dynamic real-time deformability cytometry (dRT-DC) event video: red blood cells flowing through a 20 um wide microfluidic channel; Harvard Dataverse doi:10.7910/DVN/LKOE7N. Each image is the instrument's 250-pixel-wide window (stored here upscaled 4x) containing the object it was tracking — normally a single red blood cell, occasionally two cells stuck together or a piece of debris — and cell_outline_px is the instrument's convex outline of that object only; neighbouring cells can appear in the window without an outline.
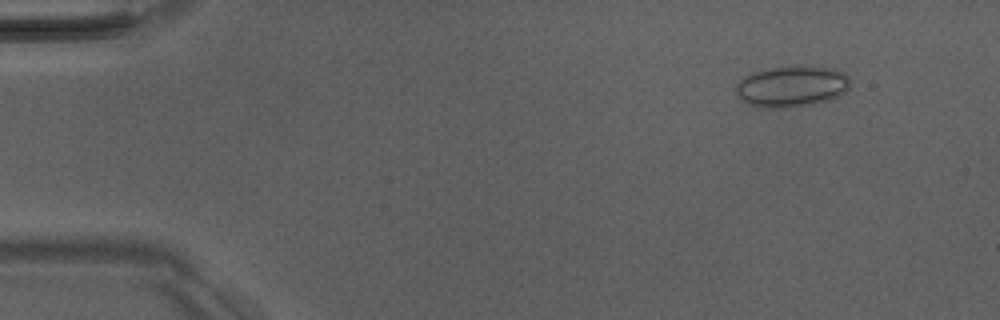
{"species": "Egyptian fruit bat (a non-hibernating species)", "species_latin": "Rousettus aegyptiacus", "temperature_condition": "room temperature", "stored_images_in_passage": 51, "camera_frame_rate_fps": 3000, "um_per_image_px": 0.085, "animal": {"sex": "male"}, "frame": {"image": 1, "passage_image": 6, "time_ms": 1.667, "image_size_px": [1000, 320], "cell_outline_px": [[848, 88], [844, 92], [832, 100], [788, 108], [756, 108], [748, 104], [736, 92], [736, 84], [744, 76], [752, 72], [764, 68], [832, 68], [844, 72], [848, 76]], "centroid_in_image_um": [67.26, 7.38], "position_along_channel_um": 17.7, "area_um2": 26.99}}
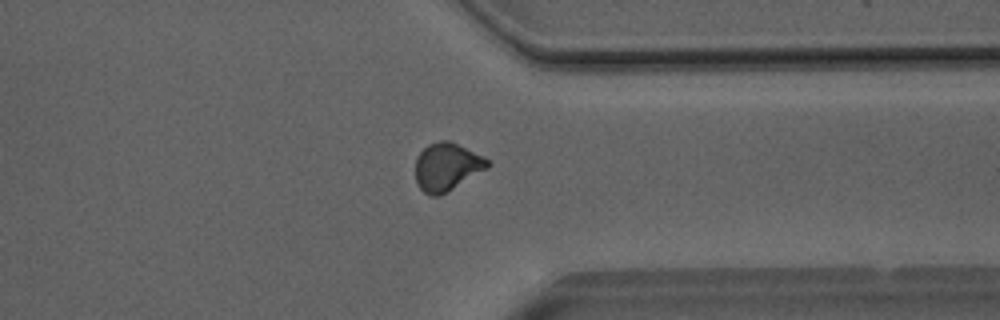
{"frame": {"image": 2, "passage_image": 40, "time_ms": 13.0, "image_size_px": [1000, 320], "cell_outline_px": [[488, 168], [440, 196], [432, 196], [424, 192], [416, 184], [416, 156], [428, 144], [440, 140], [448, 140], [484, 156], [488, 160]], "centroid_in_image_um": [37.96, 14.18], "position_along_channel_um": 373.4, "area_um2": 20.06}}
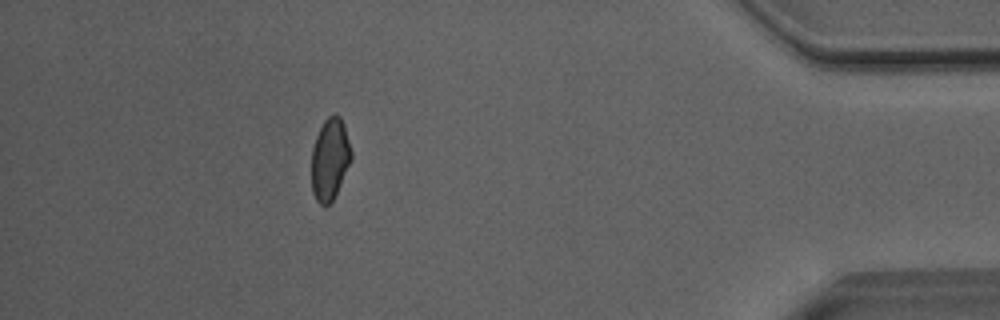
{"frame": {"image": 3, "passage_image": 46, "time_ms": 15.0, "image_size_px": [1000, 320], "cell_outline_px": [[352, 156], [340, 184], [332, 200], [328, 204], [320, 204], [316, 200], [312, 192], [312, 148], [316, 136], [324, 120], [332, 112], [336, 112], [340, 116], [344, 124], [352, 152]], "centroid_in_image_um": [28.03, 13.46], "position_along_channel_um": 407.2, "area_um2": 18.79}, "authors_computed_cell_mechanics": {"area_um2": 20.0566, "velocity_mm_per_s": 4.0842, "shape_relaxation_time_tau1_ms": 9.7574, "shape_relaxation_time_tau2_ms": 1.7407, "deformation_change_tau1": 0.1133, "deformation_change_tau2": 0.0638}}